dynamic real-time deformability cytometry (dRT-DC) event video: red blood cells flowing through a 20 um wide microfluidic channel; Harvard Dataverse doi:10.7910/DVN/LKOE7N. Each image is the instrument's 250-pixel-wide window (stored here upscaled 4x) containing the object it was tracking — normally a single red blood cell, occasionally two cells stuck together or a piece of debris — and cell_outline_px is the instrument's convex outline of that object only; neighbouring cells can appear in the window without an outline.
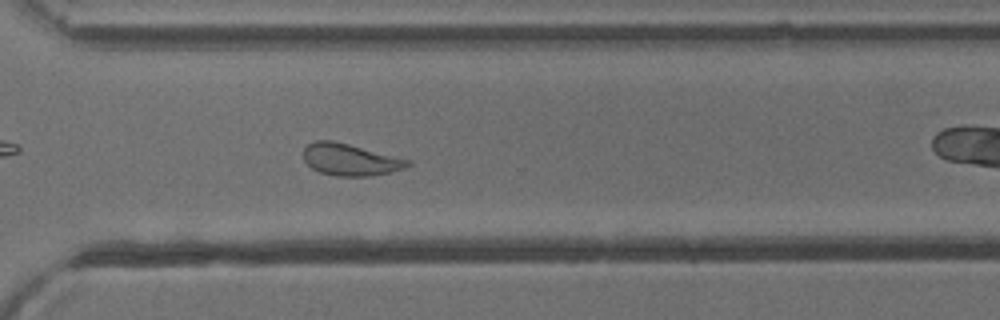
{"species": "common noctule bat (a hibernating species)", "species_latin": "Nyctalus noctula", "temperature_condition": "cold", "stored_images_in_passage": 48, "camera_frame_rate_fps": 3000, "um_per_image_px": 0.085, "animal": {"sex": "male", "body_mass_g": 13.3}, "frame": {"image": 1, "passage_image": 35, "time_ms": 11.333, "image_size_px": [1000, 320], "cell_outline_px": [[412, 164], [404, 168], [392, 172], [372, 176], [336, 176], [320, 172], [312, 168], [304, 160], [304, 148], [308, 144], [316, 140], [332, 140], [412, 160]], "centroid_in_image_um": [29.8, 13.57], "position_along_channel_um": 340.8, "area_um2": 19.36}, "authors_computed_cell_mechanics": {"area_um2": 20.4612, "velocity_mm_per_s": 3.8918, "shape_relaxation_time_tau1_ms": 10.2376, "shape_relaxation_time_tau2_ms": 1.0334, "deformation_change_tau1": 0.1611, "deformation_change_tau2": 0.0411}}